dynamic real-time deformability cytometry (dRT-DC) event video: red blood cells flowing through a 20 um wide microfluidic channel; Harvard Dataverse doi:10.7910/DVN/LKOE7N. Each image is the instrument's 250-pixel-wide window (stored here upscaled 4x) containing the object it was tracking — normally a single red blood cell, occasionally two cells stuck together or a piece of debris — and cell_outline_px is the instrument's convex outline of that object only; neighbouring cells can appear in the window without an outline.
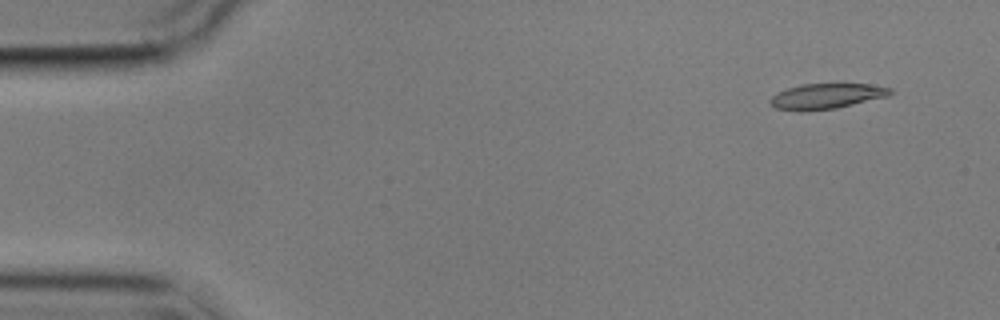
{"species": "common noctule bat (a hibernating species)", "species_latin": "Nyctalus noctula", "temperature_condition": "cold", "stored_images_in_passage": 8, "camera_frame_rate_fps": 3000, "um_per_image_px": 0.085, "animal": {"sex": "male", "body_mass_g": 17.9}, "frame": {"image": 1, "passage_image": 1, "time_ms": 0.0, "image_size_px": [1000, 320], "cell_outline_px": [[892, 92], [888, 96], [836, 108], [800, 112], [776, 108], [768, 100], [776, 92], [800, 84], [868, 84], [892, 88]], "centroid_in_image_um": [70.21, 8.18], "position_along_channel_um": 14.8, "area_um2": 17.74}}
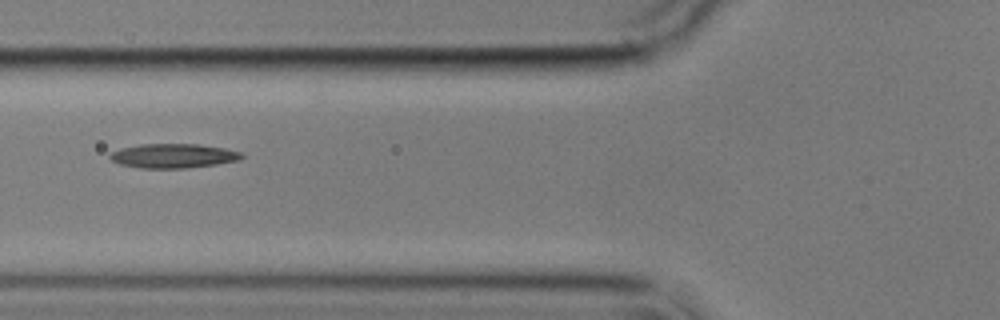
{"frame": {"image": 2, "passage_image": 6, "time_ms": 5.667, "image_size_px": [1000, 320], "cell_outline_px": [[244, 156], [240, 160], [216, 164], [184, 168], [140, 168], [120, 164], [112, 160], [108, 156], [112, 152], [120, 148], [140, 144], [196, 144], [224, 148], [240, 152]], "centroid_in_image_um": [14.71, 13.24], "position_along_channel_um": 111.1, "area_um2": 18.55}}
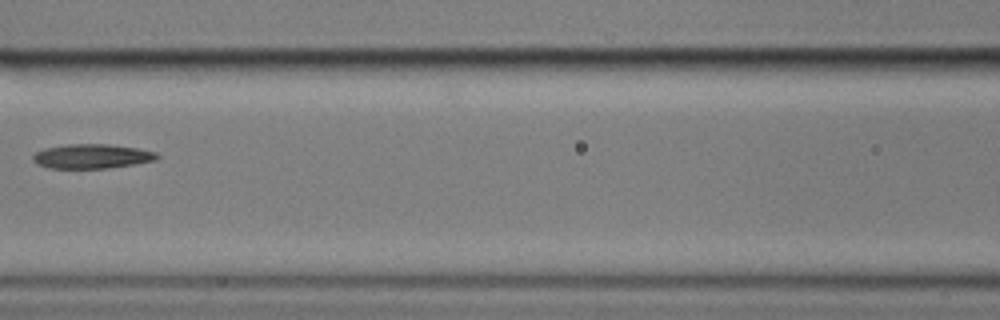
{"frame": {"image": 3, "passage_image": 7, "time_ms": 7.0, "image_size_px": [1000, 320], "cell_outline_px": [[160, 156], [156, 160], [136, 164], [108, 168], [48, 168], [36, 164], [32, 160], [32, 156], [36, 152], [44, 148], [64, 144], [108, 144], [136, 148], [156, 152]], "centroid_in_image_um": [7.79, 13.28], "position_along_channel_um": 158.8, "area_um2": 17.8}}